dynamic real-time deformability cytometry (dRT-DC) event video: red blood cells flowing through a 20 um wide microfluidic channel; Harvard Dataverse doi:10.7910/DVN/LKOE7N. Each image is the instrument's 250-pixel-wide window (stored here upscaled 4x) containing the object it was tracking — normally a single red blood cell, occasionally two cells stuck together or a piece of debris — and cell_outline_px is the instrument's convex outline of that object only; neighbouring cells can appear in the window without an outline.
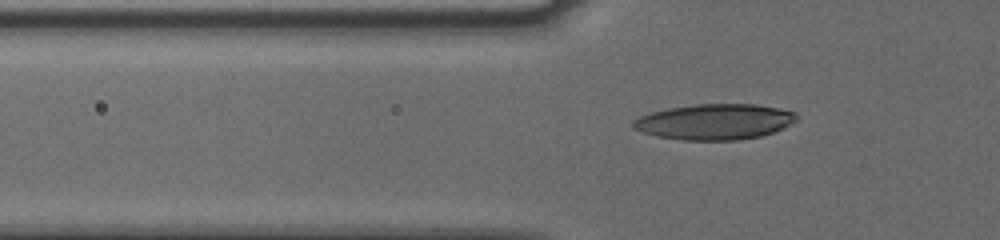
{"species": "human", "species_latin": "Homo sapiens", "temperature_condition": "cold", "stored_images_in_passage": 13, "camera_frame_rate_fps": 3000, "um_per_image_px": 0.085, "donor": {"sex": "male"}, "frame": {"image": 1, "passage_image": 2, "time_ms": 0.333, "image_size_px": [1000, 240], "cell_outline_px": [[796, 120], [772, 132], [760, 136], [736, 140], [684, 140], [656, 136], [632, 128], [632, 120], [640, 116], [652, 112], [668, 108], [696, 104], [756, 104], [780, 108], [796, 112]], "centroid_in_image_um": [60.71, 10.34], "position_along_channel_um": 65.1, "area_um2": 33.76}}
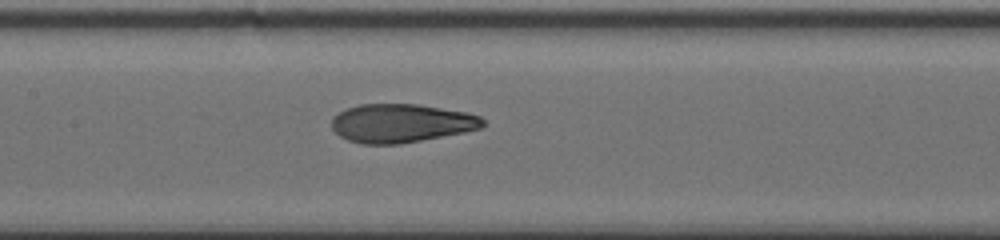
{"frame": {"image": 2, "passage_image": 7, "time_ms": 2.0, "image_size_px": [1000, 240], "cell_outline_px": [[484, 124], [480, 128], [464, 132], [400, 144], [360, 144], [348, 140], [340, 136], [332, 128], [332, 116], [348, 108], [360, 104], [416, 104], [464, 112], [480, 116], [484, 120]], "centroid_in_image_um": [34.07, 10.48], "position_along_channel_um": 173.3, "area_um2": 33.76}}
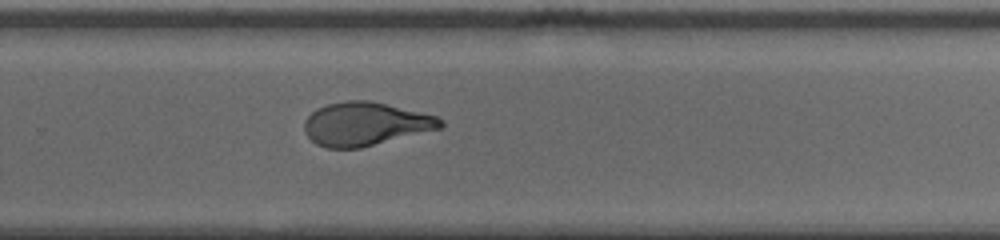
{"frame": {"image": 3, "passage_image": 13, "time_ms": 4.0, "image_size_px": [1000, 240], "cell_outline_px": [[444, 128], [360, 148], [328, 148], [316, 144], [304, 132], [304, 120], [316, 108], [328, 104], [348, 100], [368, 100], [436, 116], [444, 124]], "centroid_in_image_um": [31.04, 10.54], "position_along_channel_um": 298.8, "area_um2": 34.33}}